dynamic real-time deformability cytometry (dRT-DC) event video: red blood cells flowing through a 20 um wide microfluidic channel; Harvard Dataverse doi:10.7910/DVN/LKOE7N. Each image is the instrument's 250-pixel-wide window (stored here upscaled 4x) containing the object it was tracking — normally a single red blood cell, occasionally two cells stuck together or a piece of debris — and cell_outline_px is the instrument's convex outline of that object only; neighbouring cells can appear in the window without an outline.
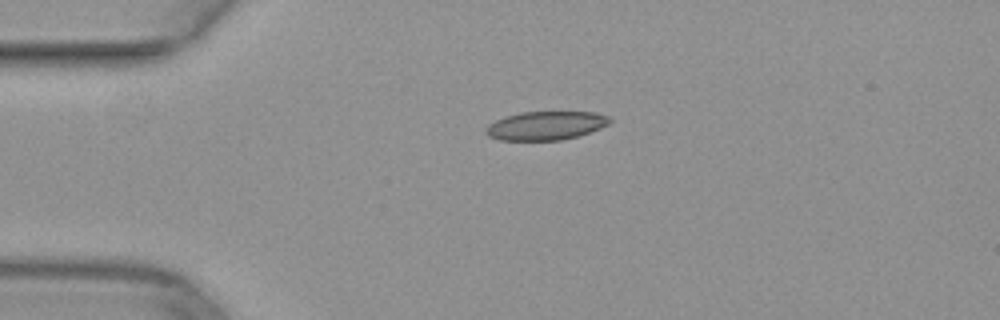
{"species": "common noctule bat (a hibernating species)", "species_latin": "Nyctalus noctula", "temperature_condition": "warm", "stored_images_in_passage": 39, "camera_frame_rate_fps": 3000, "um_per_image_px": 0.085, "animal": {"sex": "female", "body_mass_g": 29.2, "forearm_length_mm": 56.3}, "frame": {"image": 1, "passage_image": 1, "time_ms": 0.0, "image_size_px": [1000, 320], "cell_outline_px": [[612, 120], [608, 124], [600, 128], [576, 136], [560, 140], [500, 140], [488, 136], [484, 132], [484, 128], [488, 124], [496, 120], [520, 112], [596, 112], [608, 116]], "centroid_in_image_um": [46.36, 10.67], "position_along_channel_um": 38.6, "area_um2": 20.58}}
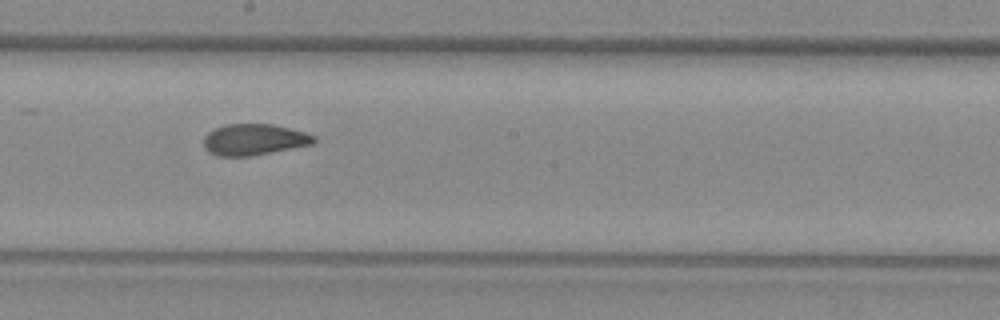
{"frame": {"image": 2, "passage_image": 17, "time_ms": 5.333, "image_size_px": [1000, 320], "cell_outline_px": [[316, 140], [312, 144], [252, 156], [216, 156], [208, 152], [204, 148], [204, 136], [208, 132], [224, 124], [272, 124], [304, 132], [316, 136]], "centroid_in_image_um": [21.56, 11.87], "position_along_channel_um": 226.6, "area_um2": 20.06}}
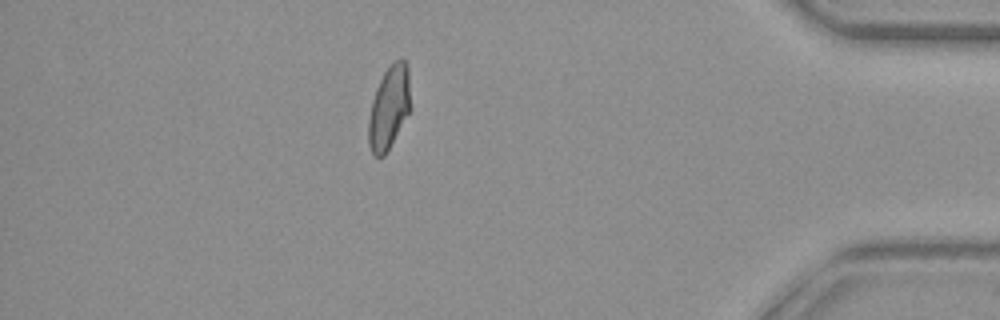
{"frame": {"image": 3, "passage_image": 33, "time_ms": 10.667, "image_size_px": [1000, 320], "cell_outline_px": [[408, 112], [384, 156], [372, 156], [368, 144], [368, 120], [372, 100], [376, 88], [384, 72], [400, 56], [408, 64]], "centroid_in_image_um": [33.01, 9.14], "position_along_channel_um": 402.2, "area_um2": 19.71}}